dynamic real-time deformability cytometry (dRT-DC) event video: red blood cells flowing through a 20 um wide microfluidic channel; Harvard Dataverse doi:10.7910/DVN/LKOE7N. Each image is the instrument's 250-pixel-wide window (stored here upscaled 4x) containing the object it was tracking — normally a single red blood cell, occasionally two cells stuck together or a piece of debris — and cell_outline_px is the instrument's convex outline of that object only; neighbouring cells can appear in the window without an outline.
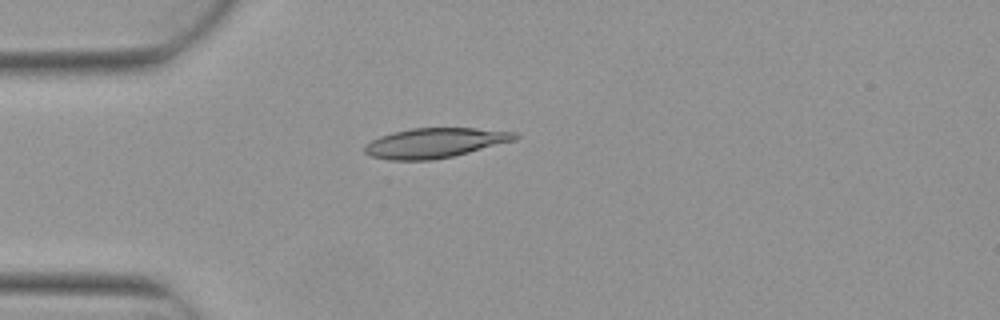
{"species": "Egyptian fruit bat (a non-hibernating species)", "species_latin": "Rousettus aegyptiacus", "temperature_condition": "warm", "stored_images_in_passage": 2, "camera_frame_rate_fps": 3000, "um_per_image_px": 0.085, "animal": {"sex": "female"}, "frame": {"image": 1, "passage_image": 2, "time_ms": 0.333, "image_size_px": [1000, 320], "cell_outline_px": [[520, 136], [516, 140], [452, 156], [432, 160], [388, 160], [372, 156], [364, 152], [364, 144], [380, 136], [392, 132], [412, 128], [476, 128], [520, 132]], "centroid_in_image_um": [36.98, 12.14], "position_along_channel_um": 48.0, "area_um2": 26.18}}